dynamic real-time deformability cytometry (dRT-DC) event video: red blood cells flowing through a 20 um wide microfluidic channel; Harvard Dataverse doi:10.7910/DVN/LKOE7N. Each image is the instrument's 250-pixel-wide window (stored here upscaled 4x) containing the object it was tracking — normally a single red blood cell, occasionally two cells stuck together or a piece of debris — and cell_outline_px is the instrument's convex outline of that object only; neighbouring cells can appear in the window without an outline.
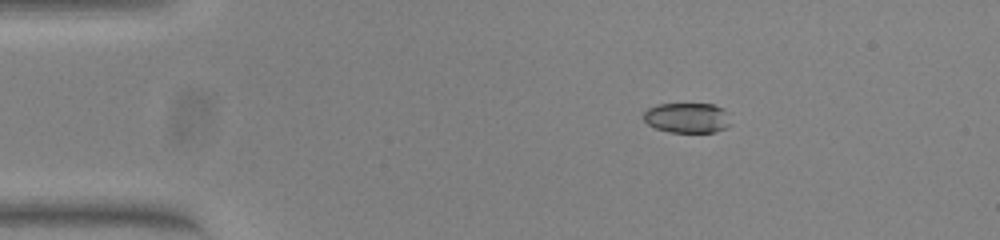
{"species": "common noctule bat (a hibernating species)", "species_latin": "Nyctalus noctula", "temperature_condition": "warm", "stored_images_in_passage": 54, "camera_frame_rate_fps": 3000, "um_per_image_px": 0.085, "animal": {"sex": "female", "body_mass_g": 23.0, "forearm_length_mm": 53.4}, "frame": {"image": 1, "passage_image": 9, "time_ms": 2.667, "image_size_px": [1000, 240], "cell_outline_px": [[732, 124], [716, 132], [668, 132], [656, 128], [648, 124], [644, 120], [644, 112], [648, 108], [656, 104], [712, 104], [724, 108], [728, 112]], "centroid_in_image_um": [58.45, 10.01], "position_along_channel_um": 26.6, "area_um2": 15.49}}
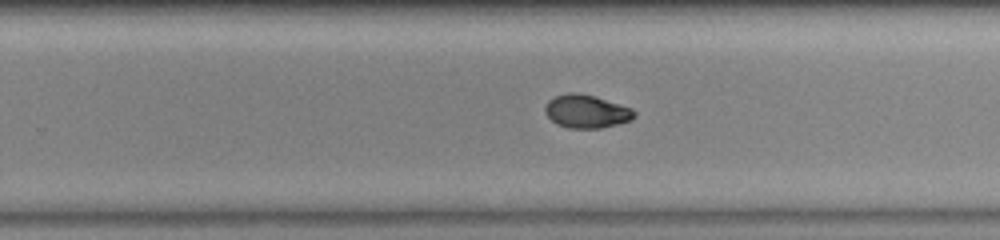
{"frame": {"image": 2, "passage_image": 34, "time_ms": 11.0, "image_size_px": [1000, 240], "cell_outline_px": [[636, 116], [632, 120], [600, 128], [568, 128], [556, 124], [544, 112], [544, 108], [548, 100], [556, 96], [568, 92], [580, 92], [632, 108], [636, 112]], "centroid_in_image_um": [49.84, 9.46], "position_along_channel_um": 280.0, "area_um2": 17.28}}
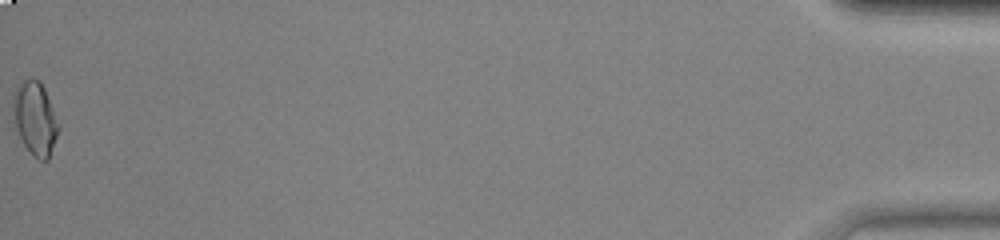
{"frame": {"image": 3, "passage_image": 54, "time_ms": 17.667, "image_size_px": [1000, 240], "cell_outline_px": [[60, 128], [48, 160], [40, 160], [24, 144], [16, 128], [12, 100], [16, 88], [24, 80], [32, 76], [40, 80], [44, 88], [60, 124]], "centroid_in_image_um": [3.01, 10.02], "position_along_channel_um": 432.2, "area_um2": 19.19}, "authors_computed_cell_mechanics": {"area_um2": 17.1088, "velocity_mm_per_s": 3.8349, "shape_relaxation_time_tau1_ms": null, "shape_relaxation_time_tau2_ms": 2.5388, "deformation_change_tau1": null, "deformation_change_tau2": 0.0425}}